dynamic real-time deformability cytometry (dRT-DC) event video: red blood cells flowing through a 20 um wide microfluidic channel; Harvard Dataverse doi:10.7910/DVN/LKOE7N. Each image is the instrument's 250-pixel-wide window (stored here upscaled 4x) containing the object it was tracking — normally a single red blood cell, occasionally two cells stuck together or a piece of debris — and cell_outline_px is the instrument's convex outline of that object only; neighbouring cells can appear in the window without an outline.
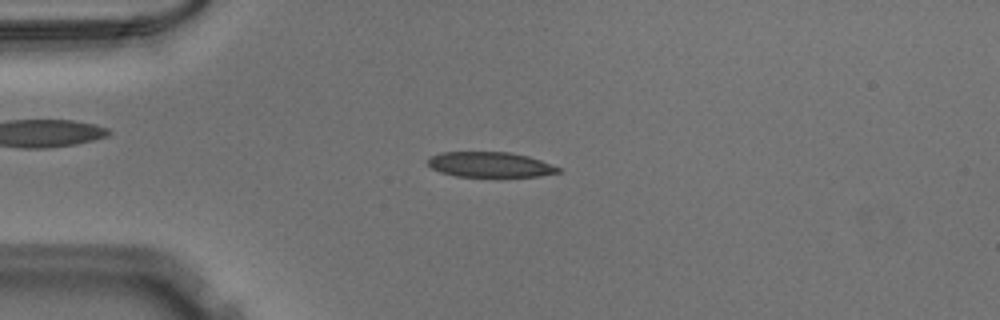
{"species": "Egyptian fruit bat (a non-hibernating species)", "species_latin": "Rousettus aegyptiacus", "temperature_condition": "warm", "stored_images_in_passage": 39, "camera_frame_rate_fps": 3000, "um_per_image_px": 0.085, "animal": {"sex": "male"}, "frame": {"image": 1, "passage_image": 1, "time_ms": 0.0, "image_size_px": [1000, 320], "cell_outline_px": [[560, 172], [540, 176], [456, 176], [440, 172], [432, 168], [428, 164], [428, 156], [440, 152], [508, 152], [528, 156], [540, 160], [560, 168]], "centroid_in_image_um": [41.61, 13.98], "position_along_channel_um": 43.4, "area_um2": 19.02}}
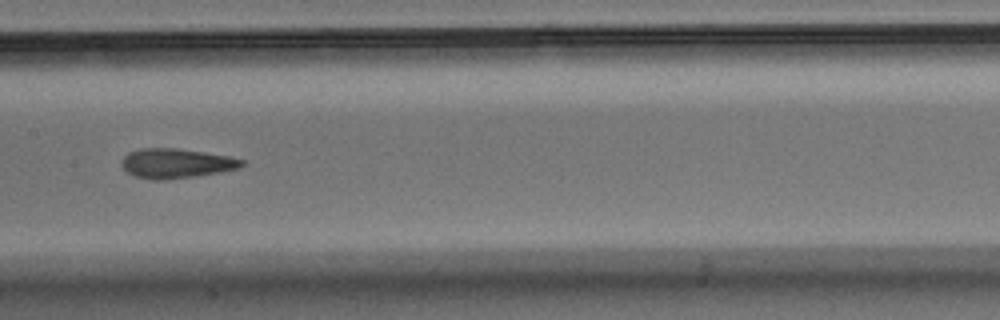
{"frame": {"image": 2, "passage_image": 14, "time_ms": 4.333, "image_size_px": [1000, 320], "cell_outline_px": [[248, 164], [240, 168], [220, 172], [164, 180], [152, 180], [136, 176], [128, 172], [124, 168], [120, 160], [128, 152], [140, 148], [176, 148], [204, 152], [228, 156], [244, 160]], "centroid_in_image_um": [14.99, 13.88], "position_along_channel_um": 192.4, "area_um2": 20.75}}
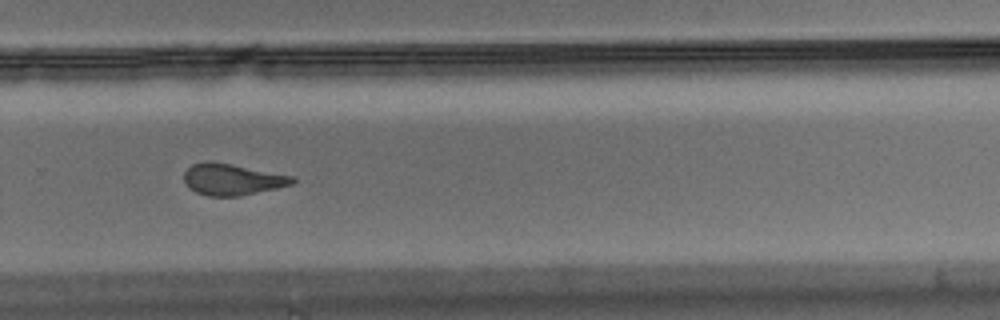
{"frame": {"image": 3, "passage_image": 23, "time_ms": 7.333, "image_size_px": [1000, 320], "cell_outline_px": [[296, 184], [240, 196], [208, 196], [196, 192], [188, 188], [184, 184], [184, 172], [192, 164], [204, 160], [208, 160], [232, 164], [292, 176], [296, 180]], "centroid_in_image_um": [19.71, 15.25], "position_along_channel_um": 310.1, "area_um2": 20.06}}